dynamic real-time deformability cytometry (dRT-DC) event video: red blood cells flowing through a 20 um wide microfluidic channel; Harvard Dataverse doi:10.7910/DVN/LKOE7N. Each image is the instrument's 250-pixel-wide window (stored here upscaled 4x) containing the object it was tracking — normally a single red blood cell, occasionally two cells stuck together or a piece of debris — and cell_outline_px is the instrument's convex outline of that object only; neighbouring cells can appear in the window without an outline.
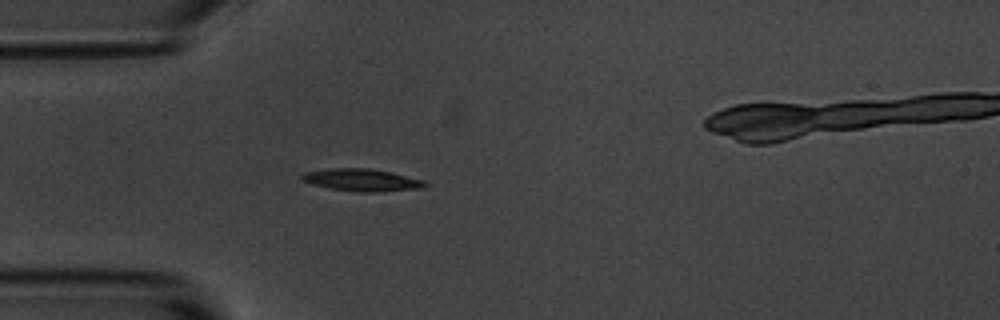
{"species": "common noctule bat (a hibernating species)", "species_latin": "Nyctalus noctula", "temperature_condition": "room temperature", "stored_images_in_passage": 5, "camera_frame_rate_fps": 3000, "um_per_image_px": 0.085, "animal": {"sex": "male", "body_mass_g": 20.1, "forearm_length_mm": 53.5}, "frame": {"image": 1, "passage_image": 4, "time_ms": 3.333, "image_size_px": [1000, 320], "cell_outline_px": [[432, 184], [424, 188], [376, 192], [360, 192], [328, 188], [312, 184], [300, 180], [300, 176], [304, 172], [328, 168], [368, 168], [392, 172], [424, 180]], "centroid_in_image_um": [30.78, 15.3], "position_along_channel_um": 54.2, "area_um2": 16.3}}